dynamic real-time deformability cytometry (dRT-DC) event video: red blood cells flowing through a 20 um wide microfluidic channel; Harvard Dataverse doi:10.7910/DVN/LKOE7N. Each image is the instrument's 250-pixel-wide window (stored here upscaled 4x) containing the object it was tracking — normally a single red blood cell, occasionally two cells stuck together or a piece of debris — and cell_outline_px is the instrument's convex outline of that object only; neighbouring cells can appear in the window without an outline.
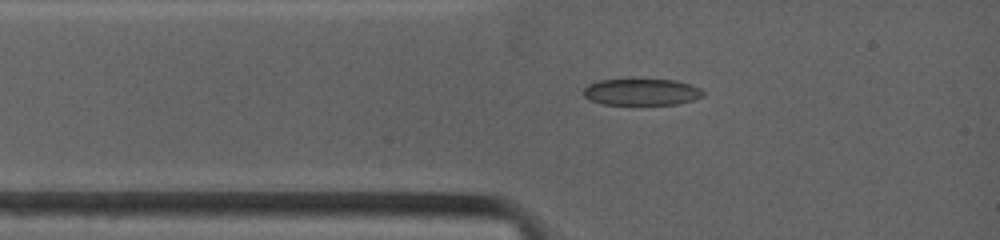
{"species": "common noctule bat (a hibernating species)", "species_latin": "Nyctalus noctula", "temperature_condition": "warm", "stored_images_in_passage": 28, "camera_frame_rate_fps": 4500, "um_per_image_px": 0.085, "animal": {"sex": "female", "body_mass_g": 19.0, "forearm_length_mm": 53.3}, "frame": {"image": 1, "passage_image": 1, "time_ms": 0.0, "image_size_px": [1000, 240], "cell_outline_px": [[704, 96], [692, 100], [676, 104], [600, 104], [584, 96], [580, 92], [588, 84], [600, 80], [676, 80], [700, 88], [704, 92]], "centroid_in_image_um": [54.5, 7.82], "position_along_channel_um": 30.5, "area_um2": 18.38}}
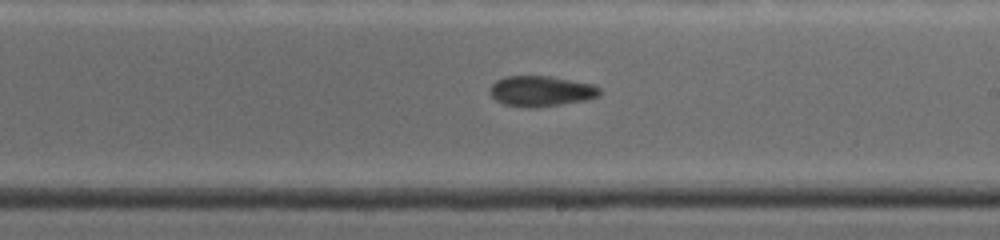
{"frame": {"image": 2, "passage_image": 16, "time_ms": 5.556, "image_size_px": [1000, 240], "cell_outline_px": [[600, 92], [596, 96], [588, 100], [536, 108], [528, 108], [504, 104], [496, 100], [488, 92], [488, 88], [496, 80], [504, 76], [548, 76], [596, 84], [600, 88]], "centroid_in_image_um": [45.97, 7.74], "position_along_channel_um": 243.0, "area_um2": 19.77}}
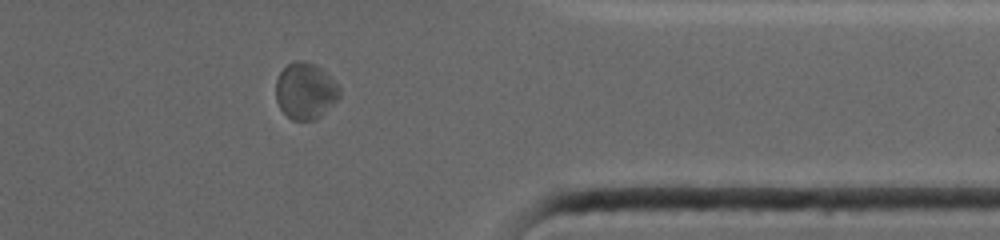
{"frame": {"image": 3, "passage_image": 28, "time_ms": 9.556, "image_size_px": [1000, 240], "cell_outline_px": [[340, 96], [316, 120], [292, 120], [280, 108], [276, 100], [276, 80], [280, 72], [288, 64], [296, 60], [304, 60], [316, 64], [340, 88]], "centroid_in_image_um": [25.93, 7.72], "position_along_channel_um": 385.5, "area_um2": 20.69}, "authors_computed_cell_mechanics": {"area_um2": 19.4497, "velocity_mm_per_s": 3.8987, "shape_relaxation_time_tau1_ms": null, "shape_relaxation_time_tau2_ms": 3.57, "deformation_change_tau1": null, "deformation_change_tau2": 0.0549}}